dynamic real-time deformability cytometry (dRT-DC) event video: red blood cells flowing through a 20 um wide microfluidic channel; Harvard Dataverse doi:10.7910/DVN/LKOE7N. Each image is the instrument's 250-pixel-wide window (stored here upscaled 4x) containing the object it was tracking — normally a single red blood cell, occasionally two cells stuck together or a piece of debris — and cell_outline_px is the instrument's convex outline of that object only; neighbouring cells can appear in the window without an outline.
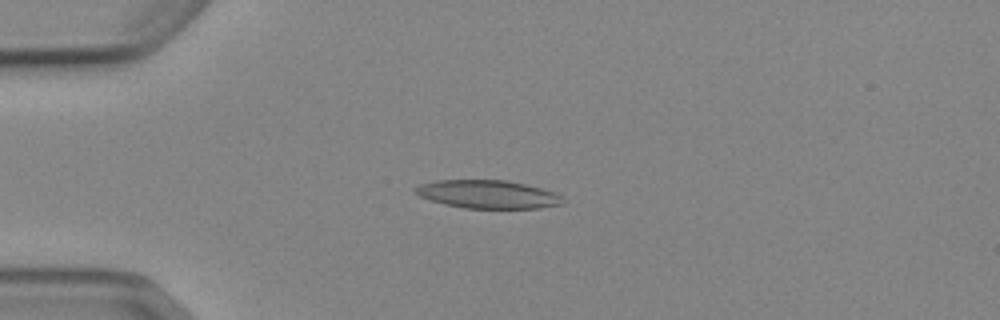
{"species": "Egyptian fruit bat (a non-hibernating species)", "species_latin": "Rousettus aegyptiacus", "temperature_condition": "cold", "stored_images_in_passage": 5, "camera_frame_rate_fps": 3000, "um_per_image_px": 0.085, "animal": {"sex": "female"}, "frame": {"image": 1, "passage_image": 3, "time_ms": 2.333, "image_size_px": [1000, 320], "cell_outline_px": [[564, 204], [540, 208], [464, 208], [444, 204], [420, 196], [412, 192], [412, 188], [420, 184], [436, 180], [508, 180], [556, 192], [564, 196]], "centroid_in_image_um": [41.48, 16.51], "position_along_channel_um": 43.5, "area_um2": 24.45}}
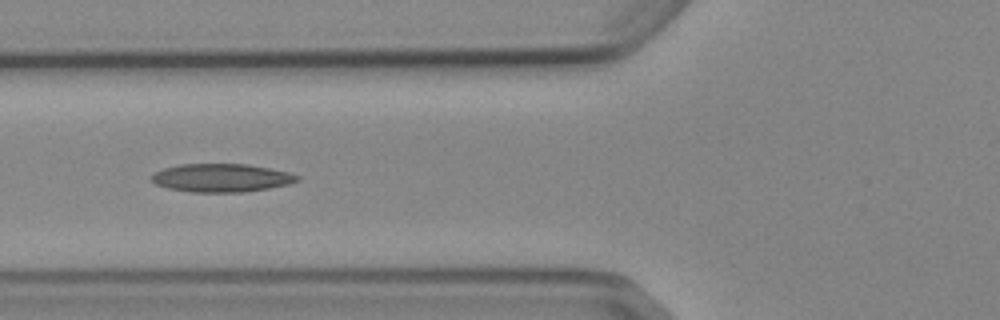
{"frame": {"image": 2, "passage_image": 5, "time_ms": 4.667, "image_size_px": [1000, 320], "cell_outline_px": [[300, 180], [288, 184], [268, 188], [240, 192], [192, 192], [168, 188], [156, 184], [152, 180], [152, 176], [156, 172], [164, 168], [180, 164], [248, 164], [288, 172], [300, 176]], "centroid_in_image_um": [18.83, 15.11], "position_along_channel_um": 107.0, "area_um2": 23.76}}